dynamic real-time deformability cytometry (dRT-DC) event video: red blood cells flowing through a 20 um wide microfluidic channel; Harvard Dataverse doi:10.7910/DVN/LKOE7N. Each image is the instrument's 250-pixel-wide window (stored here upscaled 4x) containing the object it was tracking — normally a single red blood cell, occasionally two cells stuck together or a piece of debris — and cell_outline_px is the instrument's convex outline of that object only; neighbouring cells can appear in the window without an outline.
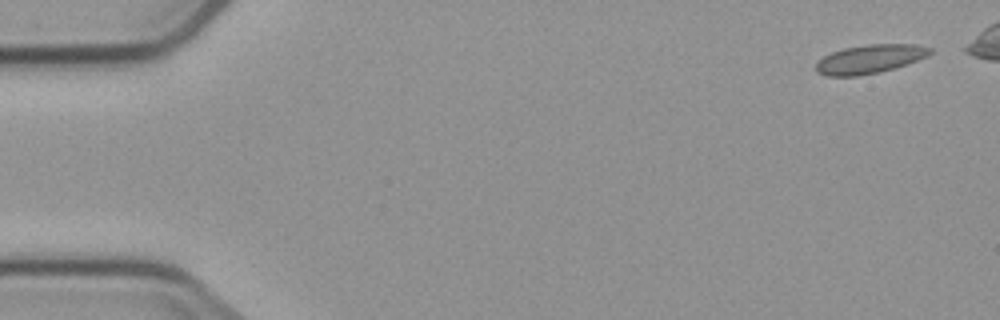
{"species": "common noctule bat (a hibernating species)", "species_latin": "Nyctalus noctula", "temperature_condition": "cold", "stored_images_in_passage": 5, "camera_frame_rate_fps": 3000, "um_per_image_px": 0.085, "animal": {"sex": "male", "body_mass_g": 23.1, "forearm_length_mm": 52.7}, "frame": {"image": 1, "passage_image": 1, "time_ms": 0.0, "image_size_px": [1000, 320], "cell_outline_px": [[932, 52], [928, 56], [896, 68], [880, 72], [856, 76], [828, 76], [816, 72], [816, 64], [824, 56], [832, 52], [844, 48], [868, 44], [916, 44], [932, 48]], "centroid_in_image_um": [73.96, 5.02], "position_along_channel_um": 11.0, "area_um2": 19.13}}